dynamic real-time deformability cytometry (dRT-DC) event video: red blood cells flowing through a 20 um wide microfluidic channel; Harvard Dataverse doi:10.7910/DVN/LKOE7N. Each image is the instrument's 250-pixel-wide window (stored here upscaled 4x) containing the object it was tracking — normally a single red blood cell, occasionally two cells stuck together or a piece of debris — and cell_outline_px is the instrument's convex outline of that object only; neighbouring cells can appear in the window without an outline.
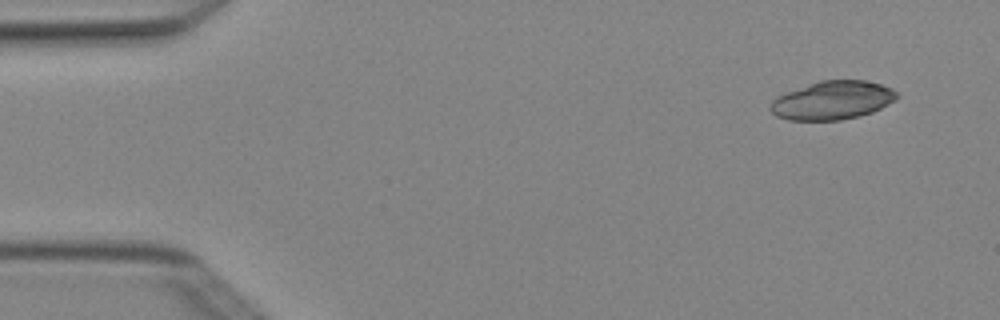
{"species": "Egyptian fruit bat (a non-hibernating species)", "species_latin": "Rousettus aegyptiacus", "temperature_condition": "cold", "stored_images_in_passage": 4, "camera_frame_rate_fps": 3000, "um_per_image_px": 0.085, "animal": {"sex": "female"}, "frame": {"image": 1, "passage_image": 1, "time_ms": 0.0, "image_size_px": [1000, 320], "cell_outline_px": [[900, 96], [896, 100], [872, 112], [860, 116], [840, 120], [788, 120], [776, 116], [768, 108], [768, 104], [772, 100], [788, 92], [808, 84], [820, 80], [864, 80], [880, 84], [892, 88]], "centroid_in_image_um": [70.77, 8.53], "position_along_channel_um": 14.2, "area_um2": 28.38}}
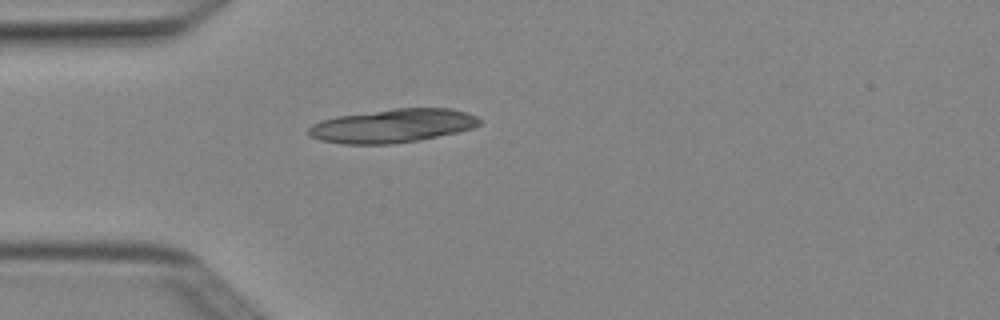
{"frame": {"image": 2, "passage_image": 4, "time_ms": 1.0, "image_size_px": [1000, 320], "cell_outline_px": [[480, 124], [472, 128], [456, 132], [420, 140], [392, 144], [340, 144], [320, 140], [312, 136], [308, 132], [308, 128], [312, 124], [320, 120], [336, 116], [396, 108], [452, 108], [468, 112], [476, 116], [480, 120]], "centroid_in_image_um": [33.36, 10.69], "position_along_channel_um": 51.6, "area_um2": 33.58}}